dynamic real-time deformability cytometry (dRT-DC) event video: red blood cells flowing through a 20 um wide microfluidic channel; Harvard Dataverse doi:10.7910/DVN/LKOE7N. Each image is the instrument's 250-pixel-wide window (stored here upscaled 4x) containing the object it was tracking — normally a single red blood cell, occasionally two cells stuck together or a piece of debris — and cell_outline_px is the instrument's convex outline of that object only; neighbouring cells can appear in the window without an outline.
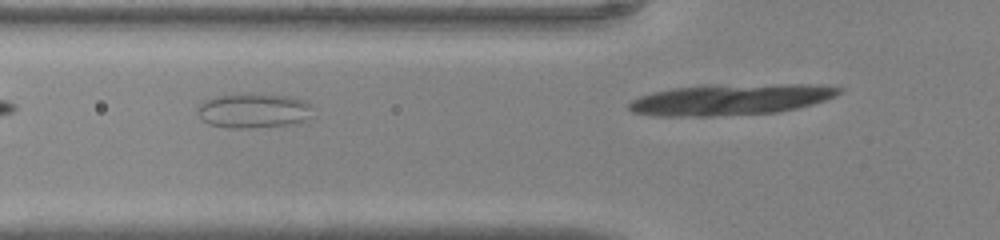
{"species": "common noctule bat (a hibernating species)", "species_latin": "Nyctalus noctula", "temperature_condition": "warm", "stored_images_in_passage": 11, "camera_frame_rate_fps": 3000, "um_per_image_px": 0.085, "animal": {"sex": "male", "body_mass_g": 20.0, "forearm_length_mm": 53.3}, "frame": {"image": 1, "passage_image": 5, "time_ms": 1.333, "image_size_px": [1000, 240], "cell_outline_px": [[308, 108], [300, 120], [292, 124], [248, 128], [232, 128], [208, 124], [200, 116], [196, 108], [204, 100], [220, 96], [248, 92], [288, 96], [304, 100], [308, 104]], "centroid_in_image_um": [21.42, 9.38], "position_along_channel_um": 104.4, "area_um2": 22.72}}
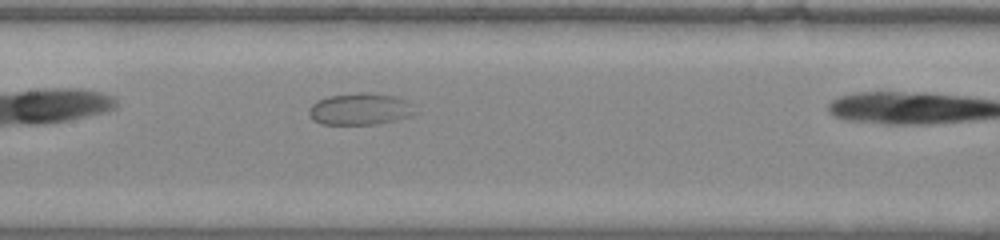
{"frame": {"image": 2, "passage_image": 10, "time_ms": 3.0, "image_size_px": [1000, 240], "cell_outline_px": [[416, 112], [408, 116], [392, 120], [372, 124], [320, 124], [312, 120], [308, 112], [308, 108], [316, 100], [328, 96], [360, 92], [364, 92], [396, 96], [416, 104]], "centroid_in_image_um": [30.59, 9.25], "position_along_channel_um": 176.8, "area_um2": 19.77}}